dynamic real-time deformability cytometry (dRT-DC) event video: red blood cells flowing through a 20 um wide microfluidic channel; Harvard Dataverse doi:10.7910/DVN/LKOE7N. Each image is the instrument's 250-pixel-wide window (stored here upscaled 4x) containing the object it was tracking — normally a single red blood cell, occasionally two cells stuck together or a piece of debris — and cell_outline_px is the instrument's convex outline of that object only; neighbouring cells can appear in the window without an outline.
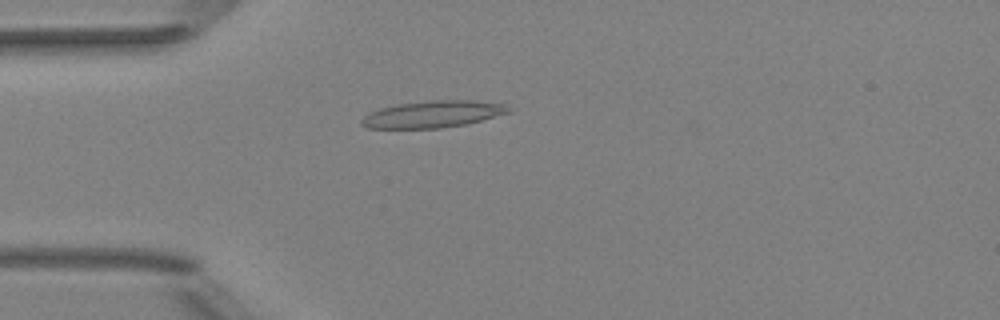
{"species": "Egyptian fruit bat (a non-hibernating species)", "species_latin": "Rousettus aegyptiacus", "temperature_condition": "room temperature", "stored_images_in_passage": 43, "camera_frame_rate_fps": 3000, "um_per_image_px": 0.085, "animal": {"sex": "female"}, "frame": {"image": 1, "passage_image": 6, "time_ms": 1.667, "image_size_px": [1000, 320], "cell_outline_px": [[512, 112], [464, 124], [440, 128], [368, 128], [360, 124], [360, 120], [368, 112], [380, 108], [396, 104], [432, 100], [476, 100], [508, 104], [512, 108]], "centroid_in_image_um": [36.81, 9.69], "position_along_channel_um": 48.2, "area_um2": 23.18}}
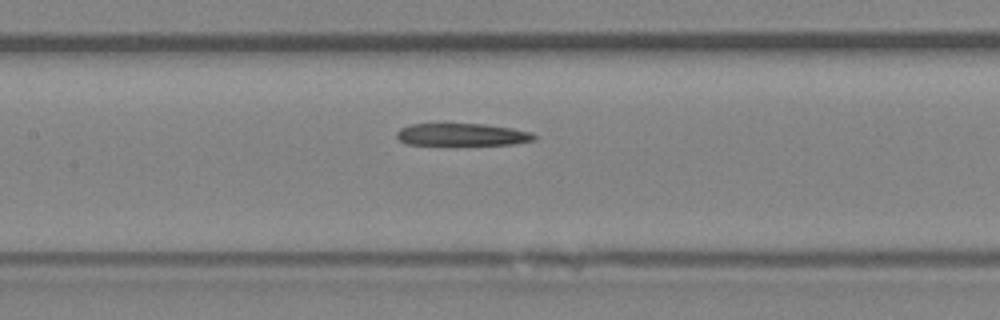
{"frame": {"image": 2, "passage_image": 16, "time_ms": 5.0, "image_size_px": [1000, 320], "cell_outline_px": [[536, 140], [512, 144], [404, 144], [396, 136], [396, 132], [400, 128], [412, 124], [484, 124], [512, 128], [532, 132], [536, 136]], "centroid_in_image_um": [39.29, 11.43], "position_along_channel_um": 168.1, "area_um2": 17.74}}
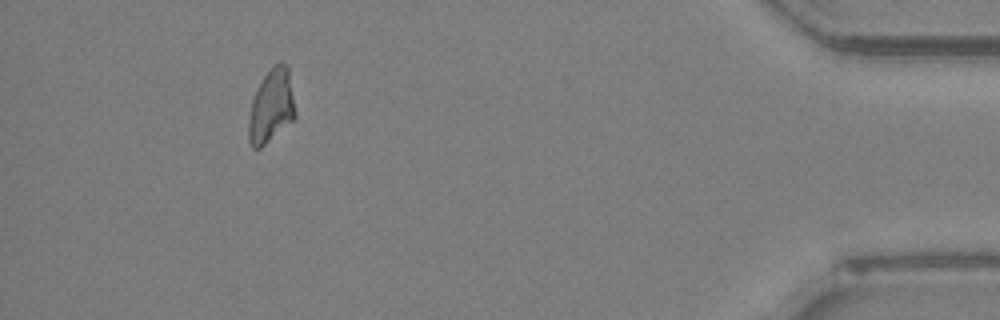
{"frame": {"image": 3, "passage_image": 39, "time_ms": 12.667, "image_size_px": [1000, 320], "cell_outline_px": [[296, 116], [292, 120], [260, 148], [252, 148], [248, 140], [248, 120], [252, 100], [264, 76], [280, 60], [288, 64], [296, 112]], "centroid_in_image_um": [23.07, 9.01], "position_along_channel_um": 412.1, "area_um2": 19.77}}